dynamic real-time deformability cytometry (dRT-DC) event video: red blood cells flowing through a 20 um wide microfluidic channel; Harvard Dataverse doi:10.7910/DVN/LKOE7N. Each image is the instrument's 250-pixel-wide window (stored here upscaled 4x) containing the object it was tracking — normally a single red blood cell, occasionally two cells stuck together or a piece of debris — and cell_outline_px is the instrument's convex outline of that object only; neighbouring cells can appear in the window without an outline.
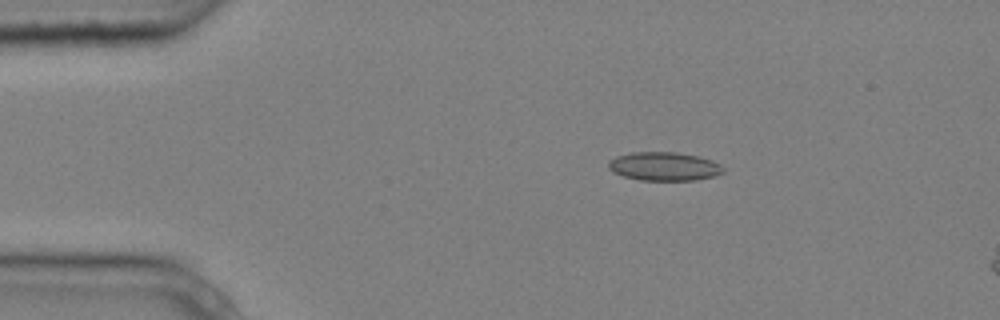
{"species": "common noctule bat (a hibernating species)", "species_latin": "Nyctalus noctula", "temperature_condition": "cold", "stored_images_in_passage": 5, "camera_frame_rate_fps": 3000, "um_per_image_px": 0.085, "animal": {"sex": "male", "body_mass_g": 20.4}, "frame": {"image": 1, "passage_image": 3, "time_ms": 0.667, "image_size_px": [1000, 320], "cell_outline_px": [[724, 172], [716, 176], [696, 180], [640, 180], [624, 176], [612, 172], [608, 168], [608, 160], [616, 156], [632, 152], [676, 152], [700, 156], [712, 160], [720, 164], [724, 168]], "centroid_in_image_um": [56.46, 14.14], "position_along_channel_um": 28.5, "area_um2": 19.36}}